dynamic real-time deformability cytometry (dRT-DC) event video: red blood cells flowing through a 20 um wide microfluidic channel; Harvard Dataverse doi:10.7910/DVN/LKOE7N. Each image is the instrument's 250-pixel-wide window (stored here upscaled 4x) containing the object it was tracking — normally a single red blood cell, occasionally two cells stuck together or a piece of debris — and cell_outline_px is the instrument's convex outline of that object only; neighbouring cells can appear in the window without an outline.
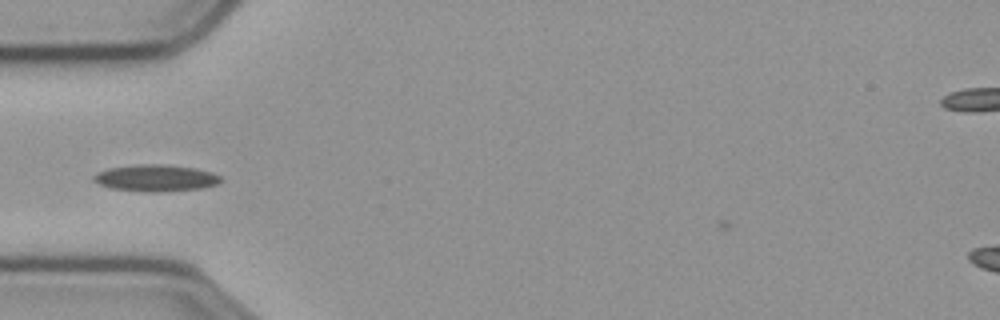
{"species": "common noctule bat (a hibernating species)", "species_latin": "Nyctalus noctula", "temperature_condition": "cold", "stored_images_in_passage": 37, "camera_frame_rate_fps": 3000, "um_per_image_px": 0.085, "animal": {"sex": "male", "body_mass_g": 23.1, "forearm_length_mm": 52.7}, "frame": {"image": 1, "passage_image": 1, "time_ms": 0.0, "image_size_px": [1000, 320], "cell_outline_px": [[224, 180], [216, 184], [204, 188], [160, 192], [144, 192], [108, 188], [92, 180], [92, 176], [108, 168], [136, 164], [160, 164], [196, 168], [212, 172], [220, 176]], "centroid_in_image_um": [13.25, 15.14], "position_along_channel_um": 71.8, "area_um2": 20.0}}
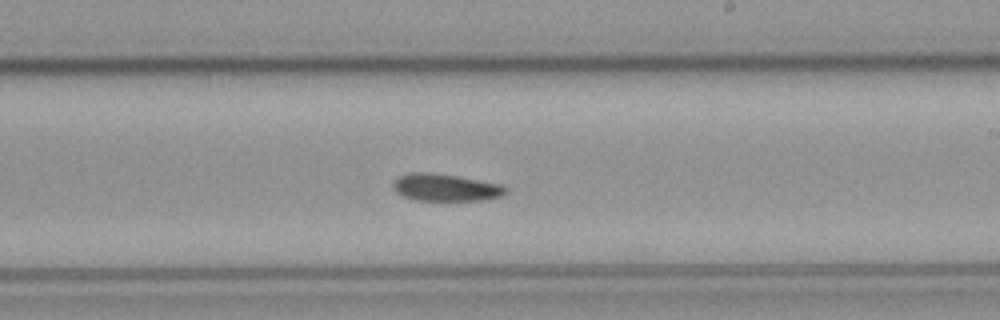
{"frame": {"image": 2, "passage_image": 16, "time_ms": 5.0, "image_size_px": [1000, 320], "cell_outline_px": [[508, 192], [504, 196], [480, 200], [416, 200], [404, 196], [396, 192], [392, 188], [392, 184], [400, 176], [408, 172], [428, 172], [456, 176], [500, 184], [508, 188]], "centroid_in_image_um": [37.88, 15.94], "position_along_channel_um": 251.1, "area_um2": 17.8}}
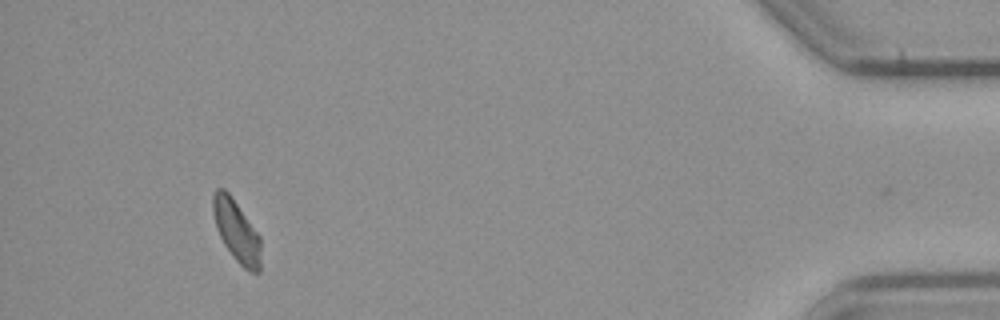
{"frame": {"image": 3, "passage_image": 36, "time_ms": 11.667, "image_size_px": [1000, 320], "cell_outline_px": [[260, 272], [248, 272], [232, 256], [224, 244], [216, 228], [212, 212], [212, 196], [216, 188], [224, 188], [228, 192], [260, 236]], "centroid_in_image_um": [20.08, 19.63], "position_along_channel_um": 415.1, "area_um2": 17.17}}